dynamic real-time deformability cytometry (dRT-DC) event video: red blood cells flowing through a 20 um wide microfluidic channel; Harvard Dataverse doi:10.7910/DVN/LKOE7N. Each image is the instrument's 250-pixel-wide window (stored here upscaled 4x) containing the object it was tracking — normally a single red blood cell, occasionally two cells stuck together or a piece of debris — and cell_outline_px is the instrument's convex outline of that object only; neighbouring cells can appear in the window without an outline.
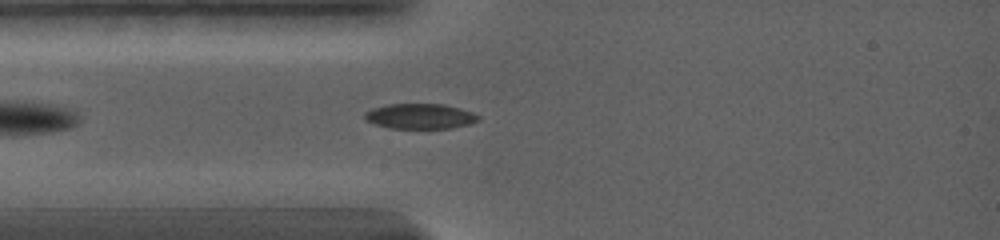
{"species": "common noctule bat (a hibernating species)", "species_latin": "Nyctalus noctula", "temperature_condition": "warm", "stored_images_in_passage": 1, "camera_frame_rate_fps": 5000, "um_per_image_px": 0.085, "animal": {"sex": "female", "body_mass_g": 19.0, "forearm_length_mm": 56.7}, "frame": {"image": 1, "passage_image": 1, "time_ms": 0.0, "image_size_px": [1000, 240], "cell_outline_px": [[480, 120], [468, 124], [452, 128], [388, 128], [364, 120], [364, 112], [372, 108], [388, 104], [444, 104], [460, 108], [472, 112], [480, 116]], "centroid_in_image_um": [35.69, 9.88], "position_along_channel_um": 49.3, "area_um2": 16.76}}